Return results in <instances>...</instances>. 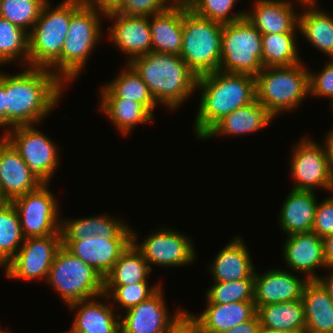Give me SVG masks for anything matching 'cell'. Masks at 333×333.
Listing matches in <instances>:
<instances>
[{"label": "cell", "instance_id": "obj_30", "mask_svg": "<svg viewBox=\"0 0 333 333\" xmlns=\"http://www.w3.org/2000/svg\"><path fill=\"white\" fill-rule=\"evenodd\" d=\"M257 315L261 327L284 333H305L306 321L302 299L260 306Z\"/></svg>", "mask_w": 333, "mask_h": 333}, {"label": "cell", "instance_id": "obj_34", "mask_svg": "<svg viewBox=\"0 0 333 333\" xmlns=\"http://www.w3.org/2000/svg\"><path fill=\"white\" fill-rule=\"evenodd\" d=\"M150 272L151 269L142 253L131 243L104 277V285L148 282L147 276Z\"/></svg>", "mask_w": 333, "mask_h": 333}, {"label": "cell", "instance_id": "obj_9", "mask_svg": "<svg viewBox=\"0 0 333 333\" xmlns=\"http://www.w3.org/2000/svg\"><path fill=\"white\" fill-rule=\"evenodd\" d=\"M263 68L262 34L246 17L224 24L219 70L256 76Z\"/></svg>", "mask_w": 333, "mask_h": 333}, {"label": "cell", "instance_id": "obj_48", "mask_svg": "<svg viewBox=\"0 0 333 333\" xmlns=\"http://www.w3.org/2000/svg\"><path fill=\"white\" fill-rule=\"evenodd\" d=\"M324 260L327 267H333V234L323 238Z\"/></svg>", "mask_w": 333, "mask_h": 333}, {"label": "cell", "instance_id": "obj_23", "mask_svg": "<svg viewBox=\"0 0 333 333\" xmlns=\"http://www.w3.org/2000/svg\"><path fill=\"white\" fill-rule=\"evenodd\" d=\"M97 297L68 305V308L77 311L68 333H120V314L113 313L114 308L97 301Z\"/></svg>", "mask_w": 333, "mask_h": 333}, {"label": "cell", "instance_id": "obj_40", "mask_svg": "<svg viewBox=\"0 0 333 333\" xmlns=\"http://www.w3.org/2000/svg\"><path fill=\"white\" fill-rule=\"evenodd\" d=\"M160 286L157 283V285L149 287L148 282H137L129 285H104V293L99 297L105 300L113 299L114 304L118 303L119 305L118 310L121 308L128 310L147 300Z\"/></svg>", "mask_w": 333, "mask_h": 333}, {"label": "cell", "instance_id": "obj_55", "mask_svg": "<svg viewBox=\"0 0 333 333\" xmlns=\"http://www.w3.org/2000/svg\"><path fill=\"white\" fill-rule=\"evenodd\" d=\"M0 333H11V332H9V331L7 332V331H4V330L1 329Z\"/></svg>", "mask_w": 333, "mask_h": 333}, {"label": "cell", "instance_id": "obj_33", "mask_svg": "<svg viewBox=\"0 0 333 333\" xmlns=\"http://www.w3.org/2000/svg\"><path fill=\"white\" fill-rule=\"evenodd\" d=\"M100 110L123 135L138 124L152 121L154 116L140 103L118 97H100Z\"/></svg>", "mask_w": 333, "mask_h": 333}, {"label": "cell", "instance_id": "obj_11", "mask_svg": "<svg viewBox=\"0 0 333 333\" xmlns=\"http://www.w3.org/2000/svg\"><path fill=\"white\" fill-rule=\"evenodd\" d=\"M318 144L310 138H303L293 146L290 159V171L294 190L315 191V188L333 191V173L331 170L327 145Z\"/></svg>", "mask_w": 333, "mask_h": 333}, {"label": "cell", "instance_id": "obj_2", "mask_svg": "<svg viewBox=\"0 0 333 333\" xmlns=\"http://www.w3.org/2000/svg\"><path fill=\"white\" fill-rule=\"evenodd\" d=\"M200 105L194 122L198 139L224 116L256 100L255 76L221 70L199 76Z\"/></svg>", "mask_w": 333, "mask_h": 333}, {"label": "cell", "instance_id": "obj_16", "mask_svg": "<svg viewBox=\"0 0 333 333\" xmlns=\"http://www.w3.org/2000/svg\"><path fill=\"white\" fill-rule=\"evenodd\" d=\"M114 23L108 27L109 38L123 54L132 59L152 51V37L149 30V16L112 13L106 16Z\"/></svg>", "mask_w": 333, "mask_h": 333}, {"label": "cell", "instance_id": "obj_49", "mask_svg": "<svg viewBox=\"0 0 333 333\" xmlns=\"http://www.w3.org/2000/svg\"><path fill=\"white\" fill-rule=\"evenodd\" d=\"M0 128H5V73L0 72Z\"/></svg>", "mask_w": 333, "mask_h": 333}, {"label": "cell", "instance_id": "obj_47", "mask_svg": "<svg viewBox=\"0 0 333 333\" xmlns=\"http://www.w3.org/2000/svg\"><path fill=\"white\" fill-rule=\"evenodd\" d=\"M260 327V320L257 313L246 322L240 323L236 327H233L222 333H256Z\"/></svg>", "mask_w": 333, "mask_h": 333}, {"label": "cell", "instance_id": "obj_26", "mask_svg": "<svg viewBox=\"0 0 333 333\" xmlns=\"http://www.w3.org/2000/svg\"><path fill=\"white\" fill-rule=\"evenodd\" d=\"M315 191L292 189L280 208V228L287 236L312 232L317 208Z\"/></svg>", "mask_w": 333, "mask_h": 333}, {"label": "cell", "instance_id": "obj_4", "mask_svg": "<svg viewBox=\"0 0 333 333\" xmlns=\"http://www.w3.org/2000/svg\"><path fill=\"white\" fill-rule=\"evenodd\" d=\"M307 68V69H306ZM256 81V100L276 118L292 111L309 94V70L304 62L291 66L264 67Z\"/></svg>", "mask_w": 333, "mask_h": 333}, {"label": "cell", "instance_id": "obj_7", "mask_svg": "<svg viewBox=\"0 0 333 333\" xmlns=\"http://www.w3.org/2000/svg\"><path fill=\"white\" fill-rule=\"evenodd\" d=\"M223 25L195 15L183 0L180 57L198 77L219 70Z\"/></svg>", "mask_w": 333, "mask_h": 333}, {"label": "cell", "instance_id": "obj_15", "mask_svg": "<svg viewBox=\"0 0 333 333\" xmlns=\"http://www.w3.org/2000/svg\"><path fill=\"white\" fill-rule=\"evenodd\" d=\"M161 287L147 300L125 310L124 317L120 313V333H163L182 310L178 308L170 316Z\"/></svg>", "mask_w": 333, "mask_h": 333}, {"label": "cell", "instance_id": "obj_53", "mask_svg": "<svg viewBox=\"0 0 333 333\" xmlns=\"http://www.w3.org/2000/svg\"><path fill=\"white\" fill-rule=\"evenodd\" d=\"M9 203V201L7 200V198L4 196L1 186H0V207L7 205Z\"/></svg>", "mask_w": 333, "mask_h": 333}, {"label": "cell", "instance_id": "obj_25", "mask_svg": "<svg viewBox=\"0 0 333 333\" xmlns=\"http://www.w3.org/2000/svg\"><path fill=\"white\" fill-rule=\"evenodd\" d=\"M243 241L236 236L216 254L208 268L213 282L254 278L255 267Z\"/></svg>", "mask_w": 333, "mask_h": 333}, {"label": "cell", "instance_id": "obj_51", "mask_svg": "<svg viewBox=\"0 0 333 333\" xmlns=\"http://www.w3.org/2000/svg\"><path fill=\"white\" fill-rule=\"evenodd\" d=\"M324 138H325L324 142L327 145V149H328V153H329L331 170L333 173V129L330 130V132L327 133L326 137H324Z\"/></svg>", "mask_w": 333, "mask_h": 333}, {"label": "cell", "instance_id": "obj_35", "mask_svg": "<svg viewBox=\"0 0 333 333\" xmlns=\"http://www.w3.org/2000/svg\"><path fill=\"white\" fill-rule=\"evenodd\" d=\"M296 38L295 33L262 35L263 67L291 66L300 63Z\"/></svg>", "mask_w": 333, "mask_h": 333}, {"label": "cell", "instance_id": "obj_39", "mask_svg": "<svg viewBox=\"0 0 333 333\" xmlns=\"http://www.w3.org/2000/svg\"><path fill=\"white\" fill-rule=\"evenodd\" d=\"M206 292V299L213 304L254 301V278L214 282Z\"/></svg>", "mask_w": 333, "mask_h": 333}, {"label": "cell", "instance_id": "obj_17", "mask_svg": "<svg viewBox=\"0 0 333 333\" xmlns=\"http://www.w3.org/2000/svg\"><path fill=\"white\" fill-rule=\"evenodd\" d=\"M283 247L284 262L308 281L318 280L316 269L327 268L324 260L323 238L313 232L295 233L287 236Z\"/></svg>", "mask_w": 333, "mask_h": 333}, {"label": "cell", "instance_id": "obj_43", "mask_svg": "<svg viewBox=\"0 0 333 333\" xmlns=\"http://www.w3.org/2000/svg\"><path fill=\"white\" fill-rule=\"evenodd\" d=\"M309 95L330 97L333 106V59L329 60L321 72L309 71Z\"/></svg>", "mask_w": 333, "mask_h": 333}, {"label": "cell", "instance_id": "obj_29", "mask_svg": "<svg viewBox=\"0 0 333 333\" xmlns=\"http://www.w3.org/2000/svg\"><path fill=\"white\" fill-rule=\"evenodd\" d=\"M305 312V333H333V302L318 280L308 281L302 297Z\"/></svg>", "mask_w": 333, "mask_h": 333}, {"label": "cell", "instance_id": "obj_10", "mask_svg": "<svg viewBox=\"0 0 333 333\" xmlns=\"http://www.w3.org/2000/svg\"><path fill=\"white\" fill-rule=\"evenodd\" d=\"M4 138L18 152L32 175L42 184H49L59 165L55 142L34 125L14 127Z\"/></svg>", "mask_w": 333, "mask_h": 333}, {"label": "cell", "instance_id": "obj_3", "mask_svg": "<svg viewBox=\"0 0 333 333\" xmlns=\"http://www.w3.org/2000/svg\"><path fill=\"white\" fill-rule=\"evenodd\" d=\"M128 64L148 86L157 103L176 110L197 88L198 76L178 55L151 51Z\"/></svg>", "mask_w": 333, "mask_h": 333}, {"label": "cell", "instance_id": "obj_44", "mask_svg": "<svg viewBox=\"0 0 333 333\" xmlns=\"http://www.w3.org/2000/svg\"><path fill=\"white\" fill-rule=\"evenodd\" d=\"M312 232L321 238L333 234V196L317 203Z\"/></svg>", "mask_w": 333, "mask_h": 333}, {"label": "cell", "instance_id": "obj_5", "mask_svg": "<svg viewBox=\"0 0 333 333\" xmlns=\"http://www.w3.org/2000/svg\"><path fill=\"white\" fill-rule=\"evenodd\" d=\"M100 15L85 3L72 15L61 56L49 68L63 83L77 79L93 48L103 38Z\"/></svg>", "mask_w": 333, "mask_h": 333}, {"label": "cell", "instance_id": "obj_22", "mask_svg": "<svg viewBox=\"0 0 333 333\" xmlns=\"http://www.w3.org/2000/svg\"><path fill=\"white\" fill-rule=\"evenodd\" d=\"M152 51L180 56L183 38V0L149 16Z\"/></svg>", "mask_w": 333, "mask_h": 333}, {"label": "cell", "instance_id": "obj_38", "mask_svg": "<svg viewBox=\"0 0 333 333\" xmlns=\"http://www.w3.org/2000/svg\"><path fill=\"white\" fill-rule=\"evenodd\" d=\"M48 0H0V17L30 33Z\"/></svg>", "mask_w": 333, "mask_h": 333}, {"label": "cell", "instance_id": "obj_6", "mask_svg": "<svg viewBox=\"0 0 333 333\" xmlns=\"http://www.w3.org/2000/svg\"><path fill=\"white\" fill-rule=\"evenodd\" d=\"M83 0H64L51 9L48 2L29 33L28 67L49 69L61 56L72 15Z\"/></svg>", "mask_w": 333, "mask_h": 333}, {"label": "cell", "instance_id": "obj_19", "mask_svg": "<svg viewBox=\"0 0 333 333\" xmlns=\"http://www.w3.org/2000/svg\"><path fill=\"white\" fill-rule=\"evenodd\" d=\"M307 279L298 278L290 271L271 269L260 275L254 272V304L260 306L300 300Z\"/></svg>", "mask_w": 333, "mask_h": 333}, {"label": "cell", "instance_id": "obj_14", "mask_svg": "<svg viewBox=\"0 0 333 333\" xmlns=\"http://www.w3.org/2000/svg\"><path fill=\"white\" fill-rule=\"evenodd\" d=\"M137 235L132 230V243L142 253L143 257L149 263L152 271V265L166 267H181L196 259V249L192 240L188 236L177 232L175 229H160L148 235L142 242L137 243Z\"/></svg>", "mask_w": 333, "mask_h": 333}, {"label": "cell", "instance_id": "obj_36", "mask_svg": "<svg viewBox=\"0 0 333 333\" xmlns=\"http://www.w3.org/2000/svg\"><path fill=\"white\" fill-rule=\"evenodd\" d=\"M20 220L14 205L0 207V267L17 254L24 241Z\"/></svg>", "mask_w": 333, "mask_h": 333}, {"label": "cell", "instance_id": "obj_21", "mask_svg": "<svg viewBox=\"0 0 333 333\" xmlns=\"http://www.w3.org/2000/svg\"><path fill=\"white\" fill-rule=\"evenodd\" d=\"M295 4L287 0H256L252 11H246V18L262 34L298 33L299 12Z\"/></svg>", "mask_w": 333, "mask_h": 333}, {"label": "cell", "instance_id": "obj_28", "mask_svg": "<svg viewBox=\"0 0 333 333\" xmlns=\"http://www.w3.org/2000/svg\"><path fill=\"white\" fill-rule=\"evenodd\" d=\"M206 309L196 318L201 333H222L250 320L256 313L254 301L213 304L207 299Z\"/></svg>", "mask_w": 333, "mask_h": 333}, {"label": "cell", "instance_id": "obj_31", "mask_svg": "<svg viewBox=\"0 0 333 333\" xmlns=\"http://www.w3.org/2000/svg\"><path fill=\"white\" fill-rule=\"evenodd\" d=\"M302 6L304 12L299 14V32L313 47L333 59V17L322 11L318 4Z\"/></svg>", "mask_w": 333, "mask_h": 333}, {"label": "cell", "instance_id": "obj_32", "mask_svg": "<svg viewBox=\"0 0 333 333\" xmlns=\"http://www.w3.org/2000/svg\"><path fill=\"white\" fill-rule=\"evenodd\" d=\"M126 67L113 81L102 86L100 97H118L133 100L142 104L154 116L153 111L157 102L151 95L148 86L128 63Z\"/></svg>", "mask_w": 333, "mask_h": 333}, {"label": "cell", "instance_id": "obj_18", "mask_svg": "<svg viewBox=\"0 0 333 333\" xmlns=\"http://www.w3.org/2000/svg\"><path fill=\"white\" fill-rule=\"evenodd\" d=\"M132 239H108L91 236L86 240H62V245L74 256L89 264L103 278L111 271Z\"/></svg>", "mask_w": 333, "mask_h": 333}, {"label": "cell", "instance_id": "obj_20", "mask_svg": "<svg viewBox=\"0 0 333 333\" xmlns=\"http://www.w3.org/2000/svg\"><path fill=\"white\" fill-rule=\"evenodd\" d=\"M42 183L32 175L14 147L4 138H0V186L9 202L30 191Z\"/></svg>", "mask_w": 333, "mask_h": 333}, {"label": "cell", "instance_id": "obj_27", "mask_svg": "<svg viewBox=\"0 0 333 333\" xmlns=\"http://www.w3.org/2000/svg\"><path fill=\"white\" fill-rule=\"evenodd\" d=\"M274 119L268 110L257 100L240 107L218 121L202 138L209 139L219 134L245 135L257 132Z\"/></svg>", "mask_w": 333, "mask_h": 333}, {"label": "cell", "instance_id": "obj_42", "mask_svg": "<svg viewBox=\"0 0 333 333\" xmlns=\"http://www.w3.org/2000/svg\"><path fill=\"white\" fill-rule=\"evenodd\" d=\"M176 0H124L117 12L123 15L152 16L168 9Z\"/></svg>", "mask_w": 333, "mask_h": 333}, {"label": "cell", "instance_id": "obj_50", "mask_svg": "<svg viewBox=\"0 0 333 333\" xmlns=\"http://www.w3.org/2000/svg\"><path fill=\"white\" fill-rule=\"evenodd\" d=\"M327 269L332 270V272H328L327 276L319 277L318 281L323 285V287L327 290L331 301L333 302V267H327Z\"/></svg>", "mask_w": 333, "mask_h": 333}, {"label": "cell", "instance_id": "obj_45", "mask_svg": "<svg viewBox=\"0 0 333 333\" xmlns=\"http://www.w3.org/2000/svg\"><path fill=\"white\" fill-rule=\"evenodd\" d=\"M163 333H201V331L196 315L182 309Z\"/></svg>", "mask_w": 333, "mask_h": 333}, {"label": "cell", "instance_id": "obj_24", "mask_svg": "<svg viewBox=\"0 0 333 333\" xmlns=\"http://www.w3.org/2000/svg\"><path fill=\"white\" fill-rule=\"evenodd\" d=\"M132 229L124 221L106 215L61 220L62 240H86L91 236L132 239Z\"/></svg>", "mask_w": 333, "mask_h": 333}, {"label": "cell", "instance_id": "obj_41", "mask_svg": "<svg viewBox=\"0 0 333 333\" xmlns=\"http://www.w3.org/2000/svg\"><path fill=\"white\" fill-rule=\"evenodd\" d=\"M188 8L197 16L227 24L239 21L246 16V11L231 13L237 0H184ZM230 14V15H229Z\"/></svg>", "mask_w": 333, "mask_h": 333}, {"label": "cell", "instance_id": "obj_46", "mask_svg": "<svg viewBox=\"0 0 333 333\" xmlns=\"http://www.w3.org/2000/svg\"><path fill=\"white\" fill-rule=\"evenodd\" d=\"M84 3L94 9L95 11L101 13L104 17L112 14L117 13L124 2V0H83Z\"/></svg>", "mask_w": 333, "mask_h": 333}, {"label": "cell", "instance_id": "obj_54", "mask_svg": "<svg viewBox=\"0 0 333 333\" xmlns=\"http://www.w3.org/2000/svg\"><path fill=\"white\" fill-rule=\"evenodd\" d=\"M256 333H284V332H278L260 326Z\"/></svg>", "mask_w": 333, "mask_h": 333}, {"label": "cell", "instance_id": "obj_13", "mask_svg": "<svg viewBox=\"0 0 333 333\" xmlns=\"http://www.w3.org/2000/svg\"><path fill=\"white\" fill-rule=\"evenodd\" d=\"M61 246V233L26 238L17 254L4 266V273L15 280H47L49 269Z\"/></svg>", "mask_w": 333, "mask_h": 333}, {"label": "cell", "instance_id": "obj_8", "mask_svg": "<svg viewBox=\"0 0 333 333\" xmlns=\"http://www.w3.org/2000/svg\"><path fill=\"white\" fill-rule=\"evenodd\" d=\"M45 282L67 306L104 293V278L63 245L55 255Z\"/></svg>", "mask_w": 333, "mask_h": 333}, {"label": "cell", "instance_id": "obj_1", "mask_svg": "<svg viewBox=\"0 0 333 333\" xmlns=\"http://www.w3.org/2000/svg\"><path fill=\"white\" fill-rule=\"evenodd\" d=\"M27 68L16 75L5 73V127L8 129L2 137L14 127L35 125L47 118L65 90V84L49 69Z\"/></svg>", "mask_w": 333, "mask_h": 333}, {"label": "cell", "instance_id": "obj_12", "mask_svg": "<svg viewBox=\"0 0 333 333\" xmlns=\"http://www.w3.org/2000/svg\"><path fill=\"white\" fill-rule=\"evenodd\" d=\"M48 185L41 184L37 189L11 201L18 213L25 239L61 233L58 201Z\"/></svg>", "mask_w": 333, "mask_h": 333}, {"label": "cell", "instance_id": "obj_37", "mask_svg": "<svg viewBox=\"0 0 333 333\" xmlns=\"http://www.w3.org/2000/svg\"><path fill=\"white\" fill-rule=\"evenodd\" d=\"M28 57L29 33L0 17V65L18 59L25 67L28 66Z\"/></svg>", "mask_w": 333, "mask_h": 333}, {"label": "cell", "instance_id": "obj_52", "mask_svg": "<svg viewBox=\"0 0 333 333\" xmlns=\"http://www.w3.org/2000/svg\"><path fill=\"white\" fill-rule=\"evenodd\" d=\"M298 2V5H313L318 4V0H296L295 3ZM300 3V4H299Z\"/></svg>", "mask_w": 333, "mask_h": 333}]
</instances>
